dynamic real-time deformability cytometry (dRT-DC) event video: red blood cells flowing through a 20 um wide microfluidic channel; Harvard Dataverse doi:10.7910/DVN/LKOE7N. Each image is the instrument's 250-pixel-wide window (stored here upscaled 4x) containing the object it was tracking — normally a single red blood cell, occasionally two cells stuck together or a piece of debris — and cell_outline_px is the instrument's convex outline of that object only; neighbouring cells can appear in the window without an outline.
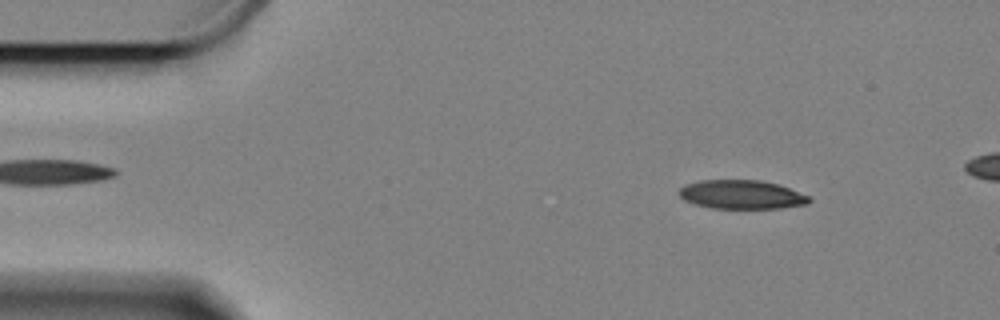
{"species": "Egyptian fruit bat (a non-hibernating species)", "species_latin": "Rousettus aegyptiacus", "temperature_condition": "cold", "stored_images_in_passage": 49, "camera_frame_rate_fps": 3000, "um_per_image_px": 0.085, "animal": {"sex": "female"}, "frame": {"image": 1, "passage_image": 1, "time_ms": 0.0, "image_size_px": [1000, 320], "cell_outline_px": [[812, 200], [808, 204], [780, 208], [712, 208], [696, 204], [684, 200], [680, 196], [680, 188], [684, 184], [700, 180], [760, 180], [776, 184], [788, 188], [808, 196]], "centroid_in_image_um": [63.02, 16.53], "position_along_channel_um": 22.0, "area_um2": 21.68}}
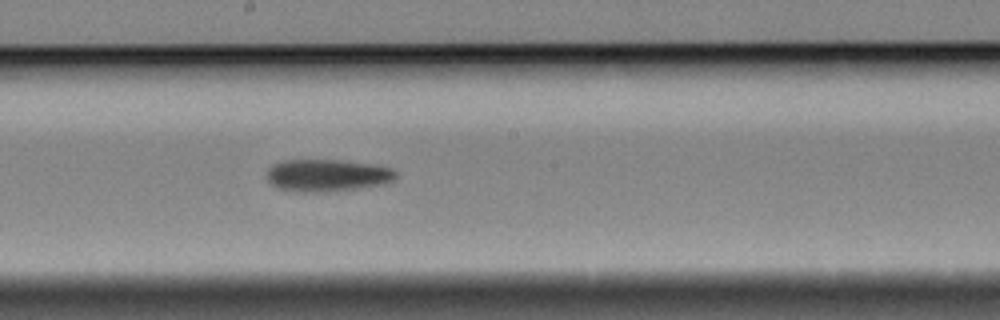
{"frame": {"image": 2, "passage_image": 25, "time_ms": 8.0, "image_size_px": [1000, 320], "cell_outline_px": [[396, 176], [392, 180], [380, 184], [352, 188], [312, 192], [296, 192], [276, 188], [268, 180], [268, 168], [272, 164], [284, 160], [340, 160], [368, 164], [392, 168], [396, 172]], "centroid_in_image_um": [27.73, 14.89], "position_along_channel_um": 220.5, "area_um2": 23.7}}
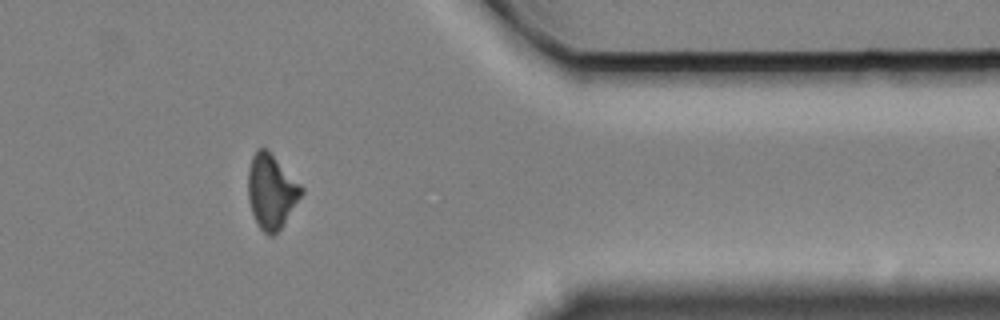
{"frame": {"image": 3, "passage_image": 42, "time_ms": 13.667, "image_size_px": [1000, 320], "cell_outline_px": [[304, 192], [280, 228], [272, 236], [268, 236], [256, 224], [248, 200], [248, 172], [252, 156], [260, 148], [264, 148], [304, 188]], "centroid_in_image_um": [23.04, 16.32], "position_along_channel_um": 388.4, "area_um2": 22.48}}